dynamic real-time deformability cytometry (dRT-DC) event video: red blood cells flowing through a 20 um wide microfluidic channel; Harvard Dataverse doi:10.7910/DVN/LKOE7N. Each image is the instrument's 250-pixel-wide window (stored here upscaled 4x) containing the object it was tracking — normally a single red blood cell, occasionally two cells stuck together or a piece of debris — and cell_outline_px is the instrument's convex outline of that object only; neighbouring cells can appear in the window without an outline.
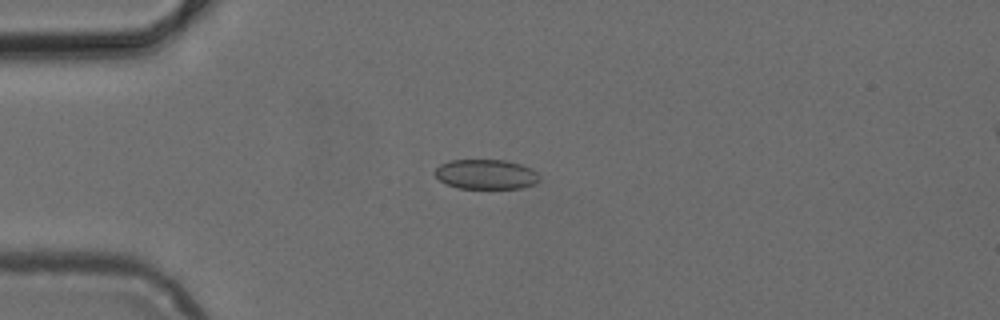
{"species": "common noctule bat (a hibernating species)", "species_latin": "Nyctalus noctula", "temperature_condition": "cold", "stored_images_in_passage": 32, "camera_frame_rate_fps": 3000, "um_per_image_px": 0.085, "animal": {"sex": "female", "body_mass_g": 24.6, "forearm_length_mm": 56.2}, "frame": {"image": 1, "passage_image": 6, "time_ms": 1.667, "image_size_px": [1000, 320], "cell_outline_px": [[540, 180], [536, 184], [520, 188], [456, 188], [444, 184], [432, 172], [440, 164], [452, 160], [508, 160], [532, 168], [540, 176]], "centroid_in_image_um": [41.31, 14.82], "position_along_channel_um": 43.7, "area_um2": 18.38}}
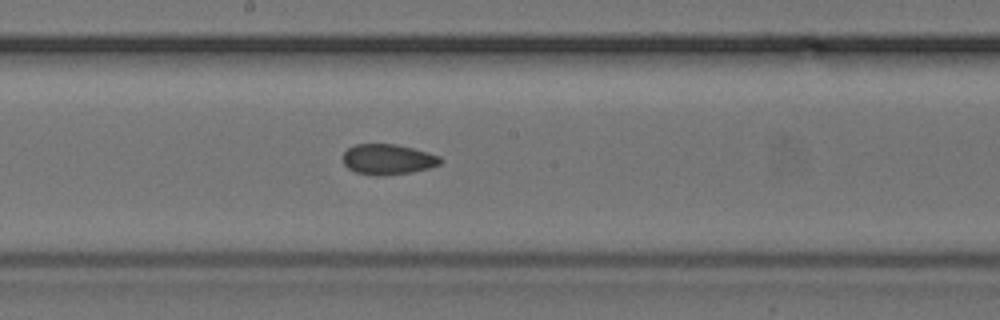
{"frame": {"image": 2, "passage_image": 20, "time_ms": 6.333, "image_size_px": [1000, 320], "cell_outline_px": [[444, 160], [440, 164], [428, 168], [412, 172], [384, 176], [376, 176], [356, 172], [348, 168], [344, 164], [344, 152], [348, 148], [356, 144], [396, 144], [412, 148], [440, 156]], "centroid_in_image_um": [32.98, 13.55], "position_along_channel_um": 215.2, "area_um2": 17.28}}
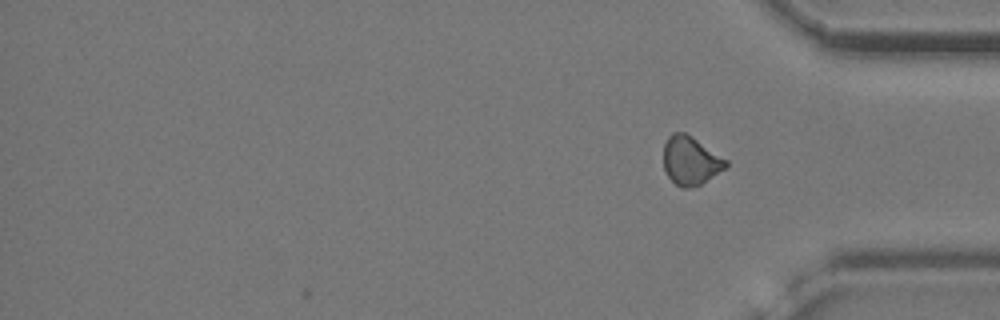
{"frame": {"image": 3, "passage_image": 32, "time_ms": 10.333, "image_size_px": [1000, 320], "cell_outline_px": [[728, 168], [700, 184], [684, 188], [680, 188], [668, 176], [664, 168], [664, 144], [668, 136], [672, 132], [684, 132], [692, 136], [728, 160]], "centroid_in_image_um": [58.72, 13.64], "position_along_channel_um": 376.5, "area_um2": 17.69}}